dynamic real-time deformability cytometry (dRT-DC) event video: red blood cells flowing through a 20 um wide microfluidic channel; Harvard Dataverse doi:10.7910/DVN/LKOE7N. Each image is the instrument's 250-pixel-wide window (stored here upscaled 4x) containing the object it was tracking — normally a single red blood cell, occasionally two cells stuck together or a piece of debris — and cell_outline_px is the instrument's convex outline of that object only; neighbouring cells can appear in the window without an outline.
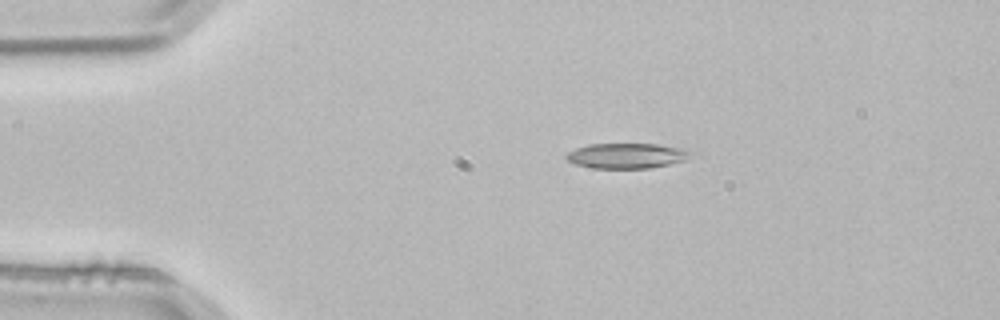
{"species": "common noctule bat (a hibernating species)", "species_latin": "Nyctalus noctula", "temperature_condition": "room temperature", "stored_images_in_passage": 4, "segment_of_instrument_passage": [1, 2], "camera_frame_rate_fps": 3000, "um_per_image_px": 0.085, "animal": {"sex": "male", "body_mass_g": 21.5, "forearm_length_mm": 52.0}, "frame": {"image": 1, "passage_image": 2, "time_ms": 0.333, "image_size_px": [1000, 320], "cell_outline_px": [[688, 160], [652, 168], [592, 168], [576, 164], [568, 160], [564, 156], [568, 152], [576, 148], [588, 144], [656, 144], [676, 148], [688, 152]], "centroid_in_image_um": [53.19, 13.25], "position_along_channel_um": 31.8, "area_um2": 17.98}}